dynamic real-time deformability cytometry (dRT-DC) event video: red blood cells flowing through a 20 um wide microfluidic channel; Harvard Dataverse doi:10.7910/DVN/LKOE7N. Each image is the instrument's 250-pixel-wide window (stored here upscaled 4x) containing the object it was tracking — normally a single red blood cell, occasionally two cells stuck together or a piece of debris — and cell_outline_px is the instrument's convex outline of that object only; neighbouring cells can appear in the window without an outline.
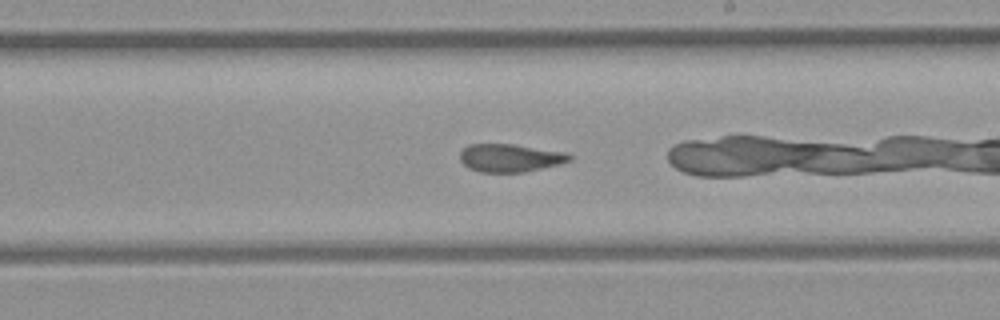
{"species": "common noctule bat (a hibernating species)", "species_latin": "Nyctalus noctula", "temperature_condition": "room temperature", "stored_images_in_passage": 27, "camera_frame_rate_fps": 3000, "um_per_image_px": 0.085, "animal": {"sex": "female", "body_mass_g": 21.9}, "frame": {"image": 1, "passage_image": 12, "time_ms": 3.667, "image_size_px": [1000, 320], "cell_outline_px": [[572, 160], [560, 164], [524, 172], [480, 172], [468, 168], [460, 160], [460, 152], [468, 144], [512, 144], [568, 152], [572, 156]], "centroid_in_image_um": [43.38, 13.42], "position_along_channel_um": 245.6, "area_um2": 17.98}, "authors_computed_cell_mechanics": {"area_um2": 18.7272, "velocity_mm_per_s": 4.1337, "shape_relaxation_time_tau1_ms": null, "shape_relaxation_time_tau2_ms": 1.0038, "deformation_change_tau1": null, "deformation_change_tau2": 0.0397}}